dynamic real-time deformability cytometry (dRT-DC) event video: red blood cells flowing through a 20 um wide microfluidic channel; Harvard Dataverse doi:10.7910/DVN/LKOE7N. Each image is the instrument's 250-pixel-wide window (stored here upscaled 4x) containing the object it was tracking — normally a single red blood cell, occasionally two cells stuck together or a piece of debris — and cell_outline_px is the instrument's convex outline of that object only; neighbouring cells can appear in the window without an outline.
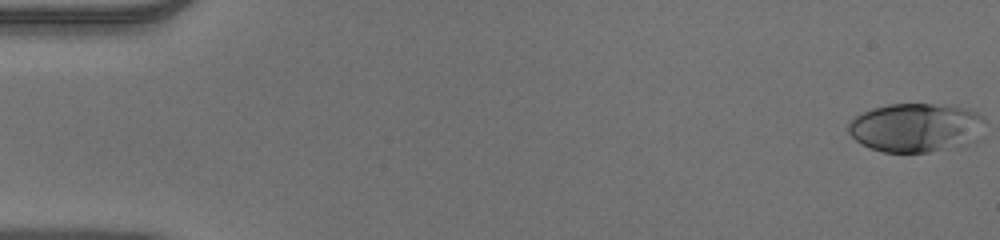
{"species": "human", "species_latin": "Homo sapiens", "temperature_condition": "warm", "stored_images_in_passage": 53, "camera_frame_rate_fps": 3000, "um_per_image_px": 0.085, "donor": {"sex": "male"}, "frame": {"image": 1, "passage_image": 1, "time_ms": 0.0, "image_size_px": [1000, 240], "cell_outline_px": [[984, 120], [976, 144], [928, 152], [884, 152], [872, 148], [856, 140], [848, 132], [848, 124], [856, 116], [872, 108], [888, 104], [952, 104], [968, 108], [984, 116]], "centroid_in_image_um": [77.92, 10.84], "position_along_channel_um": 7.1, "area_um2": 39.36}}
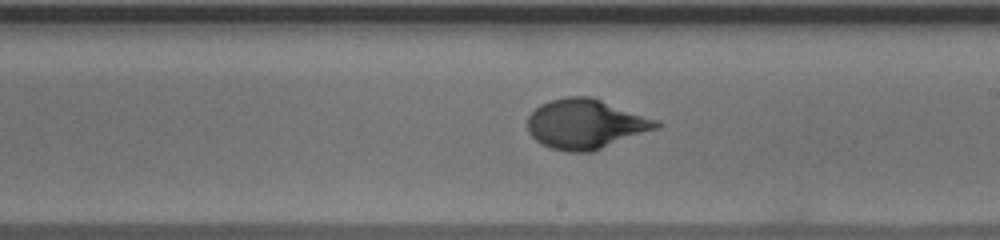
{"frame": {"image": 2, "passage_image": 31, "time_ms": 10.0, "image_size_px": [1000, 240], "cell_outline_px": [[660, 128], [592, 152], [568, 152], [552, 148], [540, 144], [528, 132], [528, 116], [540, 104], [548, 100], [568, 96], [592, 96], [656, 120], [660, 124]], "centroid_in_image_um": [49.77, 10.54], "position_along_channel_um": 239.2, "area_um2": 37.4}}
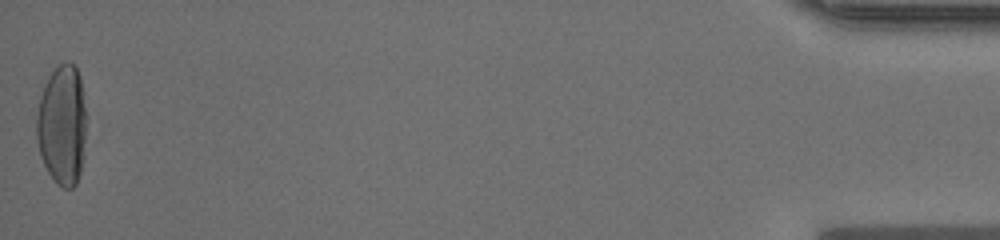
{"frame": {"image": 3, "passage_image": 53, "time_ms": 17.333, "image_size_px": [1000, 240], "cell_outline_px": [[88, 120], [84, 160], [76, 184], [72, 188], [64, 188], [56, 184], [48, 172], [40, 156], [36, 140], [36, 116], [40, 96], [48, 76], [60, 64], [68, 60], [76, 68], [80, 76], [88, 116]], "centroid_in_image_um": [5.32, 10.64], "position_along_channel_um": 429.9, "area_um2": 36.01}, "authors_computed_cell_mechanics": {"area_um2": 36.0094, "velocity_mm_per_s": 3.8951, "shape_relaxation_time_tau1_ms": 4.6844, "shape_relaxation_time_tau2_ms": null, "deformation_change_tau1": 0.2327, "deformation_change_tau2": null}}